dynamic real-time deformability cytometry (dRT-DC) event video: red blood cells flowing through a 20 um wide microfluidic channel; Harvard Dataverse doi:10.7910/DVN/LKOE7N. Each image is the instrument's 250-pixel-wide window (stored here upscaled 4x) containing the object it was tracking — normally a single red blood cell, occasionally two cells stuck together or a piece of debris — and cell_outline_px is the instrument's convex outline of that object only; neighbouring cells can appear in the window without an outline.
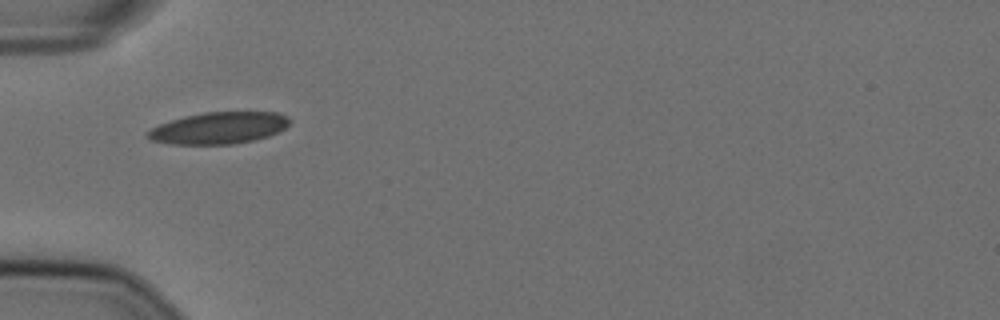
{"species": "Egyptian fruit bat (a non-hibernating species)", "species_latin": "Rousettus aegyptiacus", "temperature_condition": "cold", "stored_images_in_passage": 36, "camera_frame_rate_fps": 3000, "um_per_image_px": 0.085, "animal": {"sex": "female"}, "frame": {"image": 1, "passage_image": 1, "time_ms": 0.0, "image_size_px": [1000, 320], "cell_outline_px": [[288, 124], [284, 128], [268, 136], [252, 140], [232, 144], [172, 144], [152, 140], [144, 136], [152, 128], [160, 124], [184, 116], [204, 112], [280, 112], [288, 116]], "centroid_in_image_um": [18.59, 10.87], "position_along_channel_um": 66.4, "area_um2": 26.01}}
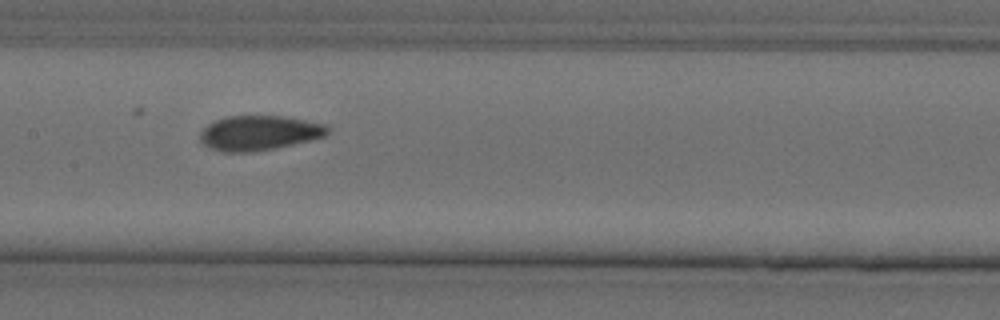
{"frame": {"image": 2, "passage_image": 11, "time_ms": 3.333, "image_size_px": [1000, 320], "cell_outline_px": [[328, 132], [324, 136], [308, 140], [272, 148], [252, 152], [220, 152], [208, 148], [200, 140], [200, 132], [208, 124], [216, 120], [228, 116], [284, 116], [328, 124]], "centroid_in_image_um": [21.99, 11.29], "position_along_channel_um": 185.4, "area_um2": 25.66}}
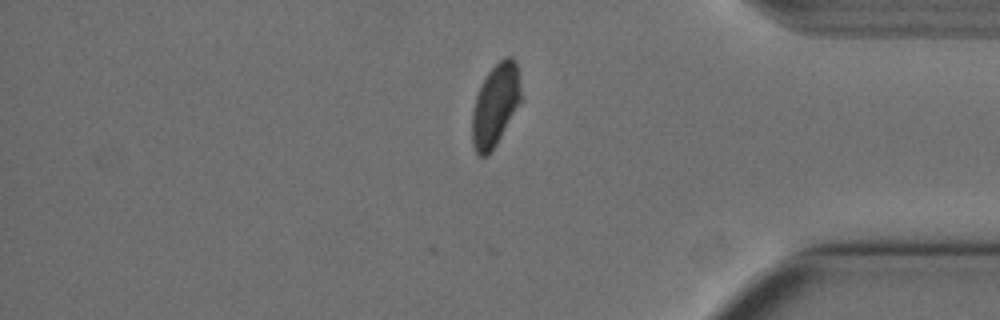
{"frame": {"image": 3, "passage_image": 30, "time_ms": 9.667, "image_size_px": [1000, 320], "cell_outline_px": [[524, 100], [496, 144], [488, 156], [480, 156], [476, 152], [472, 144], [472, 112], [476, 96], [488, 72], [504, 56], [512, 56], [516, 60], [524, 96]], "centroid_in_image_um": [42.17, 8.91], "position_along_channel_um": 393.0, "area_um2": 23.99}, "authors_computed_cell_mechanics": {"area_um2": 25.6632, "velocity_mm_per_s": 3.5965, "shape_relaxation_time_tau1_ms": 7.0557, "shape_relaxation_time_tau2_ms": 1.2168, "deformation_change_tau1": 0.1606, "deformation_change_tau2": 0.0471}}